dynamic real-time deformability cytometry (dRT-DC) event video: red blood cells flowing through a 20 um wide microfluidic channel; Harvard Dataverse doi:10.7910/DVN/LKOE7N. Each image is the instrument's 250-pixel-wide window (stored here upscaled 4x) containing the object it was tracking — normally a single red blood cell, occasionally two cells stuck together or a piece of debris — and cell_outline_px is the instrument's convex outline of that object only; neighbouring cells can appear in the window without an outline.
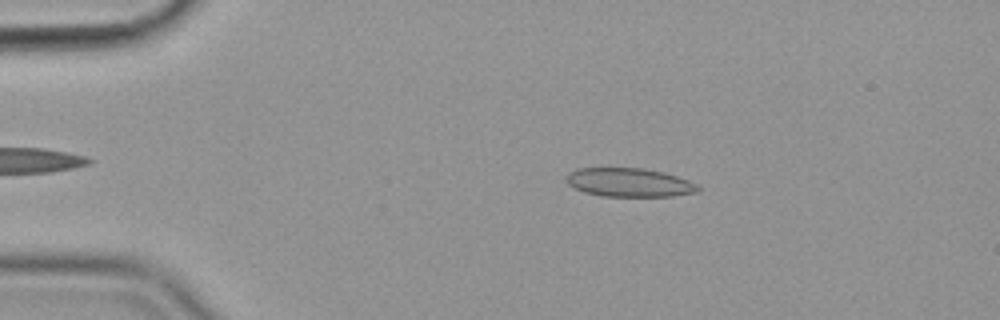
{"species": "common noctule bat (a hibernating species)", "species_latin": "Nyctalus noctula", "temperature_condition": "cold", "stored_images_in_passage": 48, "camera_frame_rate_fps": 3000, "um_per_image_px": 0.085, "animal": {"sex": "female", "body_mass_g": 19.9}, "frame": {"image": 1, "passage_image": 10, "time_ms": 3.0, "image_size_px": [1000, 320], "cell_outline_px": [[700, 188], [696, 192], [672, 196], [600, 196], [584, 192], [568, 184], [564, 180], [572, 172], [580, 168], [644, 168], [664, 172], [688, 180], [696, 184]], "centroid_in_image_um": [53.49, 15.51], "position_along_channel_um": 31.5, "area_um2": 21.85}}
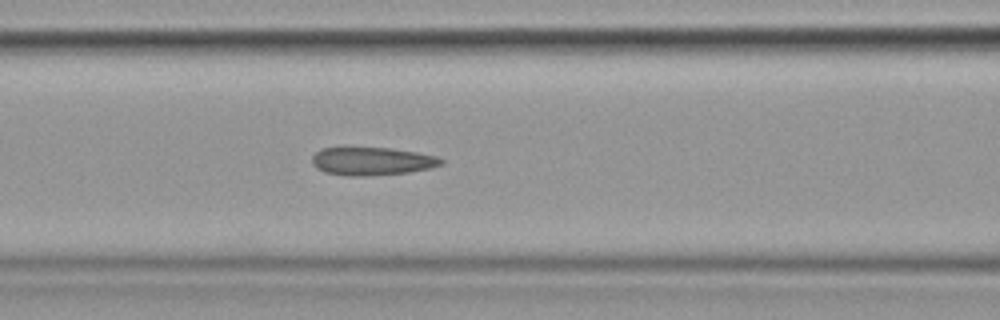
{"frame": {"image": 2, "passage_image": 23, "time_ms": 7.333, "image_size_px": [1000, 320], "cell_outline_px": [[444, 164], [428, 168], [408, 172], [360, 176], [352, 176], [324, 172], [316, 168], [312, 164], [312, 156], [316, 152], [324, 148], [392, 148], [416, 152], [436, 156], [444, 160]], "centroid_in_image_um": [31.61, 13.7], "position_along_channel_um": 135.0, "area_um2": 20.87}}
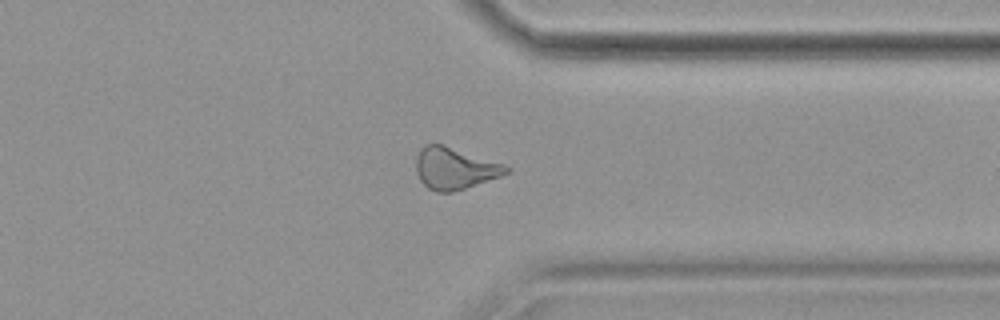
{"frame": {"image": 3, "passage_image": 43, "time_ms": 14.0, "image_size_px": [1000, 320], "cell_outline_px": [[512, 168], [508, 172], [500, 176], [452, 192], [436, 192], [428, 188], [420, 180], [416, 172], [416, 156], [420, 148], [428, 144], [444, 144], [504, 164]], "centroid_in_image_um": [38.62, 14.3], "position_along_channel_um": 372.8, "area_um2": 21.85}, "authors_computed_cell_mechanics": {"area_um2": 21.5305, "velocity_mm_per_s": 3.5829, "shape_relaxation_time_tau1_ms": 5.9034, "shape_relaxation_time_tau2_ms": 2.954, "deformation_change_tau1": 0.1445, "deformation_change_tau2": 0.1135}}